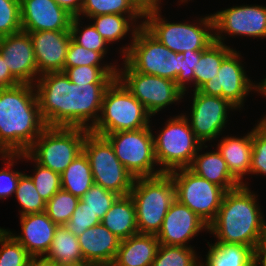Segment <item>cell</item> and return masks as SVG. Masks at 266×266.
Returning <instances> with one entry per match:
<instances>
[{
  "label": "cell",
  "mask_w": 266,
  "mask_h": 266,
  "mask_svg": "<svg viewBox=\"0 0 266 266\" xmlns=\"http://www.w3.org/2000/svg\"><path fill=\"white\" fill-rule=\"evenodd\" d=\"M255 266H266V248H258L256 250Z\"/></svg>",
  "instance_id": "50"
},
{
  "label": "cell",
  "mask_w": 266,
  "mask_h": 266,
  "mask_svg": "<svg viewBox=\"0 0 266 266\" xmlns=\"http://www.w3.org/2000/svg\"><path fill=\"white\" fill-rule=\"evenodd\" d=\"M108 44H114L130 34L133 39L140 28L129 16L120 14H105L93 16L89 19Z\"/></svg>",
  "instance_id": "31"
},
{
  "label": "cell",
  "mask_w": 266,
  "mask_h": 266,
  "mask_svg": "<svg viewBox=\"0 0 266 266\" xmlns=\"http://www.w3.org/2000/svg\"><path fill=\"white\" fill-rule=\"evenodd\" d=\"M90 130L81 127H46L20 161H35L59 174L83 151Z\"/></svg>",
  "instance_id": "6"
},
{
  "label": "cell",
  "mask_w": 266,
  "mask_h": 266,
  "mask_svg": "<svg viewBox=\"0 0 266 266\" xmlns=\"http://www.w3.org/2000/svg\"><path fill=\"white\" fill-rule=\"evenodd\" d=\"M129 195L135 205L138 232L157 235L176 199L171 175L163 173L154 177L135 178Z\"/></svg>",
  "instance_id": "5"
},
{
  "label": "cell",
  "mask_w": 266,
  "mask_h": 266,
  "mask_svg": "<svg viewBox=\"0 0 266 266\" xmlns=\"http://www.w3.org/2000/svg\"><path fill=\"white\" fill-rule=\"evenodd\" d=\"M20 82L10 73L4 58L0 53V88L16 86Z\"/></svg>",
  "instance_id": "47"
},
{
  "label": "cell",
  "mask_w": 266,
  "mask_h": 266,
  "mask_svg": "<svg viewBox=\"0 0 266 266\" xmlns=\"http://www.w3.org/2000/svg\"><path fill=\"white\" fill-rule=\"evenodd\" d=\"M21 31L20 0H0V37Z\"/></svg>",
  "instance_id": "44"
},
{
  "label": "cell",
  "mask_w": 266,
  "mask_h": 266,
  "mask_svg": "<svg viewBox=\"0 0 266 266\" xmlns=\"http://www.w3.org/2000/svg\"><path fill=\"white\" fill-rule=\"evenodd\" d=\"M46 127L33 84L0 88V147L7 154L26 153Z\"/></svg>",
  "instance_id": "2"
},
{
  "label": "cell",
  "mask_w": 266,
  "mask_h": 266,
  "mask_svg": "<svg viewBox=\"0 0 266 266\" xmlns=\"http://www.w3.org/2000/svg\"><path fill=\"white\" fill-rule=\"evenodd\" d=\"M164 124L157 135H153L158 167L163 173L188 168L202 143L182 113L170 116Z\"/></svg>",
  "instance_id": "9"
},
{
  "label": "cell",
  "mask_w": 266,
  "mask_h": 266,
  "mask_svg": "<svg viewBox=\"0 0 266 266\" xmlns=\"http://www.w3.org/2000/svg\"><path fill=\"white\" fill-rule=\"evenodd\" d=\"M133 1L143 12L155 9H162L161 1L163 0H133Z\"/></svg>",
  "instance_id": "49"
},
{
  "label": "cell",
  "mask_w": 266,
  "mask_h": 266,
  "mask_svg": "<svg viewBox=\"0 0 266 266\" xmlns=\"http://www.w3.org/2000/svg\"><path fill=\"white\" fill-rule=\"evenodd\" d=\"M153 126L134 131H118L104 137L111 143L114 153L134 178L163 174L157 164Z\"/></svg>",
  "instance_id": "10"
},
{
  "label": "cell",
  "mask_w": 266,
  "mask_h": 266,
  "mask_svg": "<svg viewBox=\"0 0 266 266\" xmlns=\"http://www.w3.org/2000/svg\"><path fill=\"white\" fill-rule=\"evenodd\" d=\"M118 197L116 193L93 184L80 198L78 204L82 209L96 214L102 220Z\"/></svg>",
  "instance_id": "37"
},
{
  "label": "cell",
  "mask_w": 266,
  "mask_h": 266,
  "mask_svg": "<svg viewBox=\"0 0 266 266\" xmlns=\"http://www.w3.org/2000/svg\"><path fill=\"white\" fill-rule=\"evenodd\" d=\"M156 235L137 233L121 240L111 266H151L159 248Z\"/></svg>",
  "instance_id": "25"
},
{
  "label": "cell",
  "mask_w": 266,
  "mask_h": 266,
  "mask_svg": "<svg viewBox=\"0 0 266 266\" xmlns=\"http://www.w3.org/2000/svg\"><path fill=\"white\" fill-rule=\"evenodd\" d=\"M261 91L260 94L263 95V97H266V77L261 80Z\"/></svg>",
  "instance_id": "54"
},
{
  "label": "cell",
  "mask_w": 266,
  "mask_h": 266,
  "mask_svg": "<svg viewBox=\"0 0 266 266\" xmlns=\"http://www.w3.org/2000/svg\"><path fill=\"white\" fill-rule=\"evenodd\" d=\"M60 7L64 8L70 15L77 17L81 12L82 0H54Z\"/></svg>",
  "instance_id": "48"
},
{
  "label": "cell",
  "mask_w": 266,
  "mask_h": 266,
  "mask_svg": "<svg viewBox=\"0 0 266 266\" xmlns=\"http://www.w3.org/2000/svg\"><path fill=\"white\" fill-rule=\"evenodd\" d=\"M81 20L83 19L72 17L70 24L71 39L80 46L99 52L105 58L109 53L107 52L109 51V44L98 33L93 24L83 25L84 22Z\"/></svg>",
  "instance_id": "34"
},
{
  "label": "cell",
  "mask_w": 266,
  "mask_h": 266,
  "mask_svg": "<svg viewBox=\"0 0 266 266\" xmlns=\"http://www.w3.org/2000/svg\"><path fill=\"white\" fill-rule=\"evenodd\" d=\"M192 92L190 113L182 114L202 144L214 142L225 131L230 111L237 109L222 97L202 94L198 90Z\"/></svg>",
  "instance_id": "15"
},
{
  "label": "cell",
  "mask_w": 266,
  "mask_h": 266,
  "mask_svg": "<svg viewBox=\"0 0 266 266\" xmlns=\"http://www.w3.org/2000/svg\"><path fill=\"white\" fill-rule=\"evenodd\" d=\"M152 116L116 78L105 91L100 117L92 133L105 136L118 131H134L150 126Z\"/></svg>",
  "instance_id": "7"
},
{
  "label": "cell",
  "mask_w": 266,
  "mask_h": 266,
  "mask_svg": "<svg viewBox=\"0 0 266 266\" xmlns=\"http://www.w3.org/2000/svg\"><path fill=\"white\" fill-rule=\"evenodd\" d=\"M45 260L51 263L85 262L77 236L64 225L58 226Z\"/></svg>",
  "instance_id": "32"
},
{
  "label": "cell",
  "mask_w": 266,
  "mask_h": 266,
  "mask_svg": "<svg viewBox=\"0 0 266 266\" xmlns=\"http://www.w3.org/2000/svg\"><path fill=\"white\" fill-rule=\"evenodd\" d=\"M127 44L120 47L119 53L135 71L176 81L184 59L182 52L171 51L143 26Z\"/></svg>",
  "instance_id": "8"
},
{
  "label": "cell",
  "mask_w": 266,
  "mask_h": 266,
  "mask_svg": "<svg viewBox=\"0 0 266 266\" xmlns=\"http://www.w3.org/2000/svg\"><path fill=\"white\" fill-rule=\"evenodd\" d=\"M51 266H93L89 262L51 263Z\"/></svg>",
  "instance_id": "52"
},
{
  "label": "cell",
  "mask_w": 266,
  "mask_h": 266,
  "mask_svg": "<svg viewBox=\"0 0 266 266\" xmlns=\"http://www.w3.org/2000/svg\"><path fill=\"white\" fill-rule=\"evenodd\" d=\"M93 184L90 162L82 151L61 173V186L63 190L80 199Z\"/></svg>",
  "instance_id": "29"
},
{
  "label": "cell",
  "mask_w": 266,
  "mask_h": 266,
  "mask_svg": "<svg viewBox=\"0 0 266 266\" xmlns=\"http://www.w3.org/2000/svg\"><path fill=\"white\" fill-rule=\"evenodd\" d=\"M161 10L144 12L143 27L171 51H202L215 41L212 14L203 15L193 23L171 22L162 17Z\"/></svg>",
  "instance_id": "4"
},
{
  "label": "cell",
  "mask_w": 266,
  "mask_h": 266,
  "mask_svg": "<svg viewBox=\"0 0 266 266\" xmlns=\"http://www.w3.org/2000/svg\"><path fill=\"white\" fill-rule=\"evenodd\" d=\"M20 233L6 229L32 258H44L51 248L58 227L46 212L22 215Z\"/></svg>",
  "instance_id": "21"
},
{
  "label": "cell",
  "mask_w": 266,
  "mask_h": 266,
  "mask_svg": "<svg viewBox=\"0 0 266 266\" xmlns=\"http://www.w3.org/2000/svg\"><path fill=\"white\" fill-rule=\"evenodd\" d=\"M85 262L93 266H111L121 240L102 223L86 229L77 237Z\"/></svg>",
  "instance_id": "22"
},
{
  "label": "cell",
  "mask_w": 266,
  "mask_h": 266,
  "mask_svg": "<svg viewBox=\"0 0 266 266\" xmlns=\"http://www.w3.org/2000/svg\"><path fill=\"white\" fill-rule=\"evenodd\" d=\"M117 68L116 78L145 107L151 115L166 109L167 106L182 102L184 92L175 81L155 75L135 71L123 58Z\"/></svg>",
  "instance_id": "11"
},
{
  "label": "cell",
  "mask_w": 266,
  "mask_h": 266,
  "mask_svg": "<svg viewBox=\"0 0 266 266\" xmlns=\"http://www.w3.org/2000/svg\"><path fill=\"white\" fill-rule=\"evenodd\" d=\"M195 247L159 245L151 266H200Z\"/></svg>",
  "instance_id": "33"
},
{
  "label": "cell",
  "mask_w": 266,
  "mask_h": 266,
  "mask_svg": "<svg viewBox=\"0 0 266 266\" xmlns=\"http://www.w3.org/2000/svg\"><path fill=\"white\" fill-rule=\"evenodd\" d=\"M83 151L89 159L94 184L119 196L130 194L135 178L119 161L104 136L89 131L83 142Z\"/></svg>",
  "instance_id": "12"
},
{
  "label": "cell",
  "mask_w": 266,
  "mask_h": 266,
  "mask_svg": "<svg viewBox=\"0 0 266 266\" xmlns=\"http://www.w3.org/2000/svg\"><path fill=\"white\" fill-rule=\"evenodd\" d=\"M181 4L182 3H184V4H186V3H188V1H190V0H178Z\"/></svg>",
  "instance_id": "56"
},
{
  "label": "cell",
  "mask_w": 266,
  "mask_h": 266,
  "mask_svg": "<svg viewBox=\"0 0 266 266\" xmlns=\"http://www.w3.org/2000/svg\"><path fill=\"white\" fill-rule=\"evenodd\" d=\"M0 53L10 73L20 82L35 84L38 69L29 33L21 31L0 37Z\"/></svg>",
  "instance_id": "18"
},
{
  "label": "cell",
  "mask_w": 266,
  "mask_h": 266,
  "mask_svg": "<svg viewBox=\"0 0 266 266\" xmlns=\"http://www.w3.org/2000/svg\"><path fill=\"white\" fill-rule=\"evenodd\" d=\"M14 197L21 206L20 216L46 211V202L36 190L31 177L27 173L20 176Z\"/></svg>",
  "instance_id": "35"
},
{
  "label": "cell",
  "mask_w": 266,
  "mask_h": 266,
  "mask_svg": "<svg viewBox=\"0 0 266 266\" xmlns=\"http://www.w3.org/2000/svg\"><path fill=\"white\" fill-rule=\"evenodd\" d=\"M234 49L227 44L212 42L206 49L201 51V56L194 67V90H198L205 82L214 78L223 60Z\"/></svg>",
  "instance_id": "30"
},
{
  "label": "cell",
  "mask_w": 266,
  "mask_h": 266,
  "mask_svg": "<svg viewBox=\"0 0 266 266\" xmlns=\"http://www.w3.org/2000/svg\"><path fill=\"white\" fill-rule=\"evenodd\" d=\"M79 200L71 193L60 189L46 203L45 212L55 224L62 226L70 220Z\"/></svg>",
  "instance_id": "39"
},
{
  "label": "cell",
  "mask_w": 266,
  "mask_h": 266,
  "mask_svg": "<svg viewBox=\"0 0 266 266\" xmlns=\"http://www.w3.org/2000/svg\"><path fill=\"white\" fill-rule=\"evenodd\" d=\"M259 248H266V220H263V232Z\"/></svg>",
  "instance_id": "53"
},
{
  "label": "cell",
  "mask_w": 266,
  "mask_h": 266,
  "mask_svg": "<svg viewBox=\"0 0 266 266\" xmlns=\"http://www.w3.org/2000/svg\"><path fill=\"white\" fill-rule=\"evenodd\" d=\"M104 57L96 51L89 50L83 46L78 45L72 39L67 50V55L64 63V68L76 66H113L116 70L119 65L116 63L104 62ZM103 61V62H102Z\"/></svg>",
  "instance_id": "42"
},
{
  "label": "cell",
  "mask_w": 266,
  "mask_h": 266,
  "mask_svg": "<svg viewBox=\"0 0 266 266\" xmlns=\"http://www.w3.org/2000/svg\"><path fill=\"white\" fill-rule=\"evenodd\" d=\"M212 17L216 42L225 44L227 37L238 36L266 38V6H233L213 13Z\"/></svg>",
  "instance_id": "16"
},
{
  "label": "cell",
  "mask_w": 266,
  "mask_h": 266,
  "mask_svg": "<svg viewBox=\"0 0 266 266\" xmlns=\"http://www.w3.org/2000/svg\"><path fill=\"white\" fill-rule=\"evenodd\" d=\"M4 168L0 169V200H7L8 197L15 195L18 181L23 174L22 171L13 170L14 163L21 160L20 154H6L2 158Z\"/></svg>",
  "instance_id": "43"
},
{
  "label": "cell",
  "mask_w": 266,
  "mask_h": 266,
  "mask_svg": "<svg viewBox=\"0 0 266 266\" xmlns=\"http://www.w3.org/2000/svg\"><path fill=\"white\" fill-rule=\"evenodd\" d=\"M254 193L244 185L225 192L215 219L208 225V233L215 235L216 243L241 244L256 252L262 238L264 214Z\"/></svg>",
  "instance_id": "3"
},
{
  "label": "cell",
  "mask_w": 266,
  "mask_h": 266,
  "mask_svg": "<svg viewBox=\"0 0 266 266\" xmlns=\"http://www.w3.org/2000/svg\"><path fill=\"white\" fill-rule=\"evenodd\" d=\"M27 266H51V262H48L44 258H32Z\"/></svg>",
  "instance_id": "51"
},
{
  "label": "cell",
  "mask_w": 266,
  "mask_h": 266,
  "mask_svg": "<svg viewBox=\"0 0 266 266\" xmlns=\"http://www.w3.org/2000/svg\"><path fill=\"white\" fill-rule=\"evenodd\" d=\"M207 147V144L201 145L188 168L200 177L222 187L225 191H231L241 186L228 170L226 161L217 148L214 151L202 152V149Z\"/></svg>",
  "instance_id": "24"
},
{
  "label": "cell",
  "mask_w": 266,
  "mask_h": 266,
  "mask_svg": "<svg viewBox=\"0 0 266 266\" xmlns=\"http://www.w3.org/2000/svg\"><path fill=\"white\" fill-rule=\"evenodd\" d=\"M217 150L226 161L232 176L244 186L249 187L244 177L249 175L252 152V129L245 136H225L216 145ZM245 181V182H244Z\"/></svg>",
  "instance_id": "23"
},
{
  "label": "cell",
  "mask_w": 266,
  "mask_h": 266,
  "mask_svg": "<svg viewBox=\"0 0 266 266\" xmlns=\"http://www.w3.org/2000/svg\"><path fill=\"white\" fill-rule=\"evenodd\" d=\"M7 153L0 147V158L2 159Z\"/></svg>",
  "instance_id": "55"
},
{
  "label": "cell",
  "mask_w": 266,
  "mask_h": 266,
  "mask_svg": "<svg viewBox=\"0 0 266 266\" xmlns=\"http://www.w3.org/2000/svg\"><path fill=\"white\" fill-rule=\"evenodd\" d=\"M183 55L184 59L181 61L180 74L175 83L184 92V96L186 97L185 94L188 95L189 87H194V67H196L200 59L201 51L188 50L183 52Z\"/></svg>",
  "instance_id": "45"
},
{
  "label": "cell",
  "mask_w": 266,
  "mask_h": 266,
  "mask_svg": "<svg viewBox=\"0 0 266 266\" xmlns=\"http://www.w3.org/2000/svg\"><path fill=\"white\" fill-rule=\"evenodd\" d=\"M105 14L129 16L139 27L144 23V12L133 0H82L81 12L77 17L90 19Z\"/></svg>",
  "instance_id": "28"
},
{
  "label": "cell",
  "mask_w": 266,
  "mask_h": 266,
  "mask_svg": "<svg viewBox=\"0 0 266 266\" xmlns=\"http://www.w3.org/2000/svg\"><path fill=\"white\" fill-rule=\"evenodd\" d=\"M29 33L38 77L48 72H63L67 50L71 40L70 31H38Z\"/></svg>",
  "instance_id": "20"
},
{
  "label": "cell",
  "mask_w": 266,
  "mask_h": 266,
  "mask_svg": "<svg viewBox=\"0 0 266 266\" xmlns=\"http://www.w3.org/2000/svg\"><path fill=\"white\" fill-rule=\"evenodd\" d=\"M241 57L243 58L241 53L234 48L221 63L218 74L205 82L198 91L202 94L222 97L237 110L243 109L251 91L260 93L261 83L250 80Z\"/></svg>",
  "instance_id": "14"
},
{
  "label": "cell",
  "mask_w": 266,
  "mask_h": 266,
  "mask_svg": "<svg viewBox=\"0 0 266 266\" xmlns=\"http://www.w3.org/2000/svg\"><path fill=\"white\" fill-rule=\"evenodd\" d=\"M200 266H255L256 252L249 246L233 243H209Z\"/></svg>",
  "instance_id": "27"
},
{
  "label": "cell",
  "mask_w": 266,
  "mask_h": 266,
  "mask_svg": "<svg viewBox=\"0 0 266 266\" xmlns=\"http://www.w3.org/2000/svg\"><path fill=\"white\" fill-rule=\"evenodd\" d=\"M24 32L70 31L72 15L54 0H20Z\"/></svg>",
  "instance_id": "19"
},
{
  "label": "cell",
  "mask_w": 266,
  "mask_h": 266,
  "mask_svg": "<svg viewBox=\"0 0 266 266\" xmlns=\"http://www.w3.org/2000/svg\"><path fill=\"white\" fill-rule=\"evenodd\" d=\"M32 257L5 228H0V266H27Z\"/></svg>",
  "instance_id": "38"
},
{
  "label": "cell",
  "mask_w": 266,
  "mask_h": 266,
  "mask_svg": "<svg viewBox=\"0 0 266 266\" xmlns=\"http://www.w3.org/2000/svg\"><path fill=\"white\" fill-rule=\"evenodd\" d=\"M35 163V164H34ZM33 174H30L36 190L47 203L57 193L61 186V174L33 162Z\"/></svg>",
  "instance_id": "41"
},
{
  "label": "cell",
  "mask_w": 266,
  "mask_h": 266,
  "mask_svg": "<svg viewBox=\"0 0 266 266\" xmlns=\"http://www.w3.org/2000/svg\"><path fill=\"white\" fill-rule=\"evenodd\" d=\"M203 231L208 232V225L187 206L175 199L156 237L162 245L195 247L190 244V241Z\"/></svg>",
  "instance_id": "17"
},
{
  "label": "cell",
  "mask_w": 266,
  "mask_h": 266,
  "mask_svg": "<svg viewBox=\"0 0 266 266\" xmlns=\"http://www.w3.org/2000/svg\"><path fill=\"white\" fill-rule=\"evenodd\" d=\"M101 223L120 240L139 233L132 197L130 195L119 196L107 211Z\"/></svg>",
  "instance_id": "26"
},
{
  "label": "cell",
  "mask_w": 266,
  "mask_h": 266,
  "mask_svg": "<svg viewBox=\"0 0 266 266\" xmlns=\"http://www.w3.org/2000/svg\"><path fill=\"white\" fill-rule=\"evenodd\" d=\"M63 72L72 83H112L117 70L113 66H76L64 68Z\"/></svg>",
  "instance_id": "36"
},
{
  "label": "cell",
  "mask_w": 266,
  "mask_h": 266,
  "mask_svg": "<svg viewBox=\"0 0 266 266\" xmlns=\"http://www.w3.org/2000/svg\"><path fill=\"white\" fill-rule=\"evenodd\" d=\"M252 129L250 175L266 176V115Z\"/></svg>",
  "instance_id": "40"
},
{
  "label": "cell",
  "mask_w": 266,
  "mask_h": 266,
  "mask_svg": "<svg viewBox=\"0 0 266 266\" xmlns=\"http://www.w3.org/2000/svg\"><path fill=\"white\" fill-rule=\"evenodd\" d=\"M110 84L77 85L64 72L40 75L34 86L46 126L91 130L100 117L103 97Z\"/></svg>",
  "instance_id": "1"
},
{
  "label": "cell",
  "mask_w": 266,
  "mask_h": 266,
  "mask_svg": "<svg viewBox=\"0 0 266 266\" xmlns=\"http://www.w3.org/2000/svg\"><path fill=\"white\" fill-rule=\"evenodd\" d=\"M169 174L175 185L176 200L209 225L215 219L226 191L189 168H179Z\"/></svg>",
  "instance_id": "13"
},
{
  "label": "cell",
  "mask_w": 266,
  "mask_h": 266,
  "mask_svg": "<svg viewBox=\"0 0 266 266\" xmlns=\"http://www.w3.org/2000/svg\"><path fill=\"white\" fill-rule=\"evenodd\" d=\"M101 223V220L96 214L84 210L78 204L71 218L64 224V227L73 235L80 236L86 229L96 226Z\"/></svg>",
  "instance_id": "46"
}]
</instances>
